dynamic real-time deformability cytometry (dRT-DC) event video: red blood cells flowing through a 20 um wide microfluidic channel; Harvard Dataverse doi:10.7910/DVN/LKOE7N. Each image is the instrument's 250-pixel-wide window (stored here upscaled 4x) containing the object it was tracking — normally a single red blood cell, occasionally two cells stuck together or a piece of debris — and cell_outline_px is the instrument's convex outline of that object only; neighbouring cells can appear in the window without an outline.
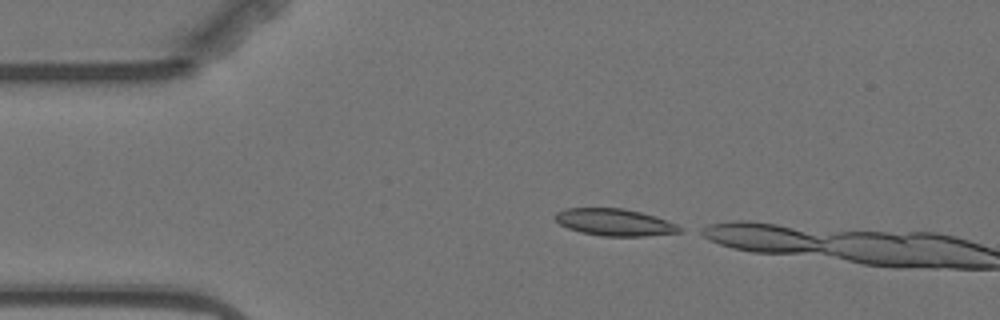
{"species": "Egyptian fruit bat (a non-hibernating species)", "species_latin": "Rousettus aegyptiacus", "temperature_condition": "warm", "stored_images_in_passage": 2, "camera_frame_rate_fps": 3000, "um_per_image_px": 0.085, "animal": {"sex": "female"}, "frame": {"image": 1, "passage_image": 1, "time_ms": 0.0, "image_size_px": [1000, 320], "cell_outline_px": [[684, 228], [680, 232], [644, 236], [600, 236], [580, 232], [568, 228], [560, 224], [552, 216], [556, 212], [564, 208], [624, 208], [640, 212], [676, 224]], "centroid_in_image_um": [52.18, 18.89], "position_along_channel_um": 32.8, "area_um2": 19.54}}